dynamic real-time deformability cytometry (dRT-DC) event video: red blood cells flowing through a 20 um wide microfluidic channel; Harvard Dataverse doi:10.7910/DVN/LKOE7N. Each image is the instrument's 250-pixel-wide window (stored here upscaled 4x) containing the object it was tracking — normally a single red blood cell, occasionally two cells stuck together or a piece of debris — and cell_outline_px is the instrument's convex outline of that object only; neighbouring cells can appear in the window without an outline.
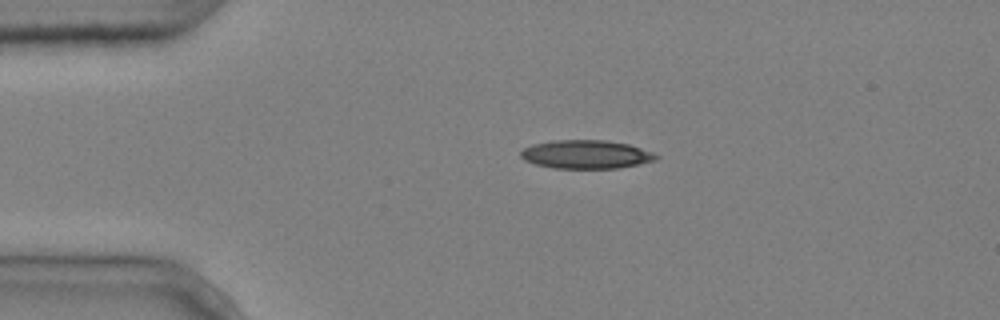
{"species": "common noctule bat (a hibernating species)", "species_latin": "Nyctalus noctula", "temperature_condition": "cold", "stored_images_in_passage": 2, "camera_frame_rate_fps": 3000, "um_per_image_px": 0.085, "animal": {"sex": "male", "body_mass_g": 20.4}, "frame": {"image": 1, "passage_image": 1, "time_ms": 0.0, "image_size_px": [1000, 320], "cell_outline_px": [[660, 156], [656, 160], [616, 168], [552, 168], [536, 164], [524, 160], [520, 156], [520, 152], [524, 148], [532, 144], [552, 140], [608, 140], [628, 144], [652, 152]], "centroid_in_image_um": [49.78, 13.11], "position_along_channel_um": 35.2, "area_um2": 22.43}}